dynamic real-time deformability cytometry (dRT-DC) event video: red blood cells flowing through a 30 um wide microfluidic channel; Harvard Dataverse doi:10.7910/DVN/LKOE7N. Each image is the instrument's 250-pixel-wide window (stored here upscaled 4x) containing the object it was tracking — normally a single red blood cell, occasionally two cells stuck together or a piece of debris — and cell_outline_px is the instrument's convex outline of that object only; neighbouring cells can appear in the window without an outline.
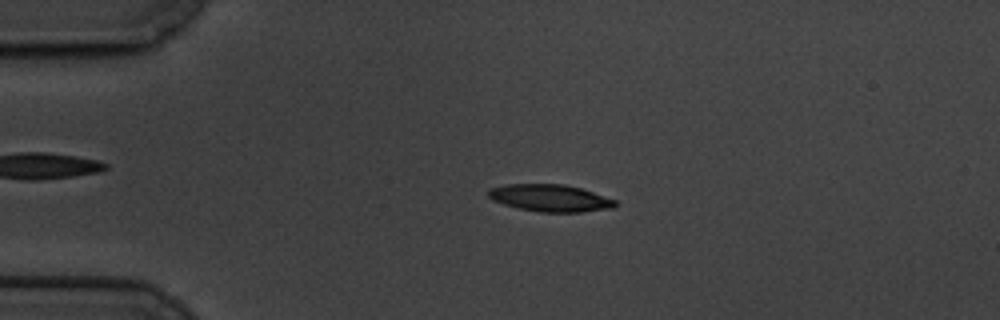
{"species": "common noctule bat (a hibernating species)", "species_latin": "Nyctalus noctula", "temperature_condition": "cold", "stored_images_in_passage": 60, "camera_frame_rate_fps": 3000, "um_per_image_px": 0.085, "animal": {"sex": "male", "body_mass_g": 19.5, "forearm_length_mm": 54.6}, "frame": {"image": 1, "passage_image": 13, "time_ms": 4.0, "image_size_px": [1000, 320], "cell_outline_px": [[616, 204], [612, 208], [580, 212], [540, 212], [516, 208], [492, 200], [488, 196], [488, 188], [508, 184], [564, 184], [580, 188], [616, 200]], "centroid_in_image_um": [46.72, 16.83], "position_along_channel_um": 38.3, "area_um2": 20.0}}
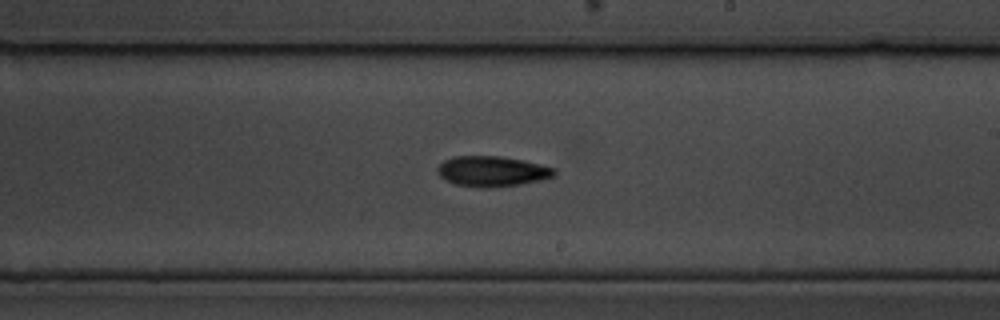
{"frame": {"image": 2, "passage_image": 35, "time_ms": 11.333, "image_size_px": [1000, 320], "cell_outline_px": [[556, 176], [540, 180], [520, 184], [488, 188], [480, 188], [456, 184], [444, 180], [436, 172], [436, 168], [444, 160], [456, 156], [500, 156], [524, 160], [556, 168]], "centroid_in_image_um": [41.83, 14.56], "position_along_channel_um": 247.2, "area_um2": 20.87}}
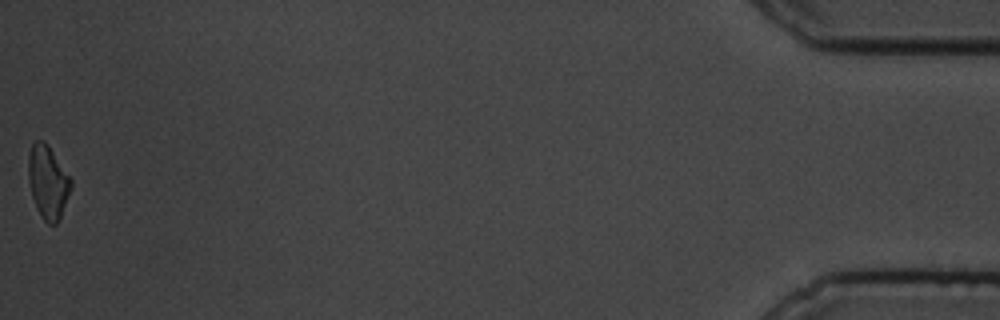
{"frame": {"image": 3, "passage_image": 60, "time_ms": 19.667, "image_size_px": [1000, 320], "cell_outline_px": [[72, 184], [60, 216], [56, 224], [48, 224], [40, 216], [36, 208], [32, 196], [28, 180], [28, 156], [32, 144], [36, 140], [44, 140], [48, 144], [72, 180]], "centroid_in_image_um": [4.05, 15.45], "position_along_channel_um": 431.2, "area_um2": 18.03}, "authors_computed_cell_mechanics": {"area_um2": 19.363, "velocity_mm_per_s": 3.3203, "shape_relaxation_time_tau1_ms": 3.2311, "shape_relaxation_time_tau2_ms": null, "deformation_change_tau1": 0.1268, "deformation_change_tau2": null}}